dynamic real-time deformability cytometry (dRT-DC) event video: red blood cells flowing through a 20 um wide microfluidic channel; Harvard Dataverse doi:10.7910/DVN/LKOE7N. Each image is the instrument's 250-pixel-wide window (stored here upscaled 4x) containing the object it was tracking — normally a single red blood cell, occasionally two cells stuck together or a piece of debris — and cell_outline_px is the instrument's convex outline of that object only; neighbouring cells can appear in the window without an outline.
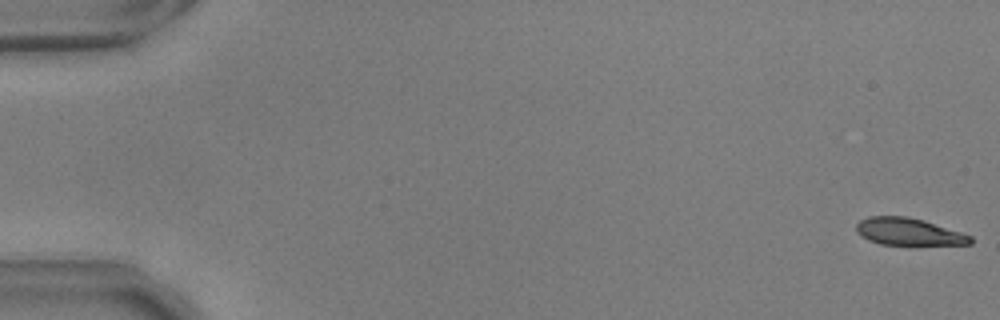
{"species": "common noctule bat (a hibernating species)", "species_latin": "Nyctalus noctula", "temperature_condition": "warm", "stored_images_in_passage": 55, "camera_frame_rate_fps": 3000, "um_per_image_px": 0.085, "animal": {"sex": "male", "body_mass_g": 17.9, "forearm_length_mm": 54.2}, "frame": {"image": 1, "passage_image": 1, "time_ms": 0.0, "image_size_px": [1000, 320], "cell_outline_px": [[972, 244], [912, 248], [908, 248], [880, 244], [868, 240], [860, 236], [856, 232], [856, 224], [860, 220], [868, 216], [908, 216], [924, 220], [972, 236]], "centroid_in_image_um": [77.25, 19.76], "position_along_channel_um": 7.7, "area_um2": 19.36}}
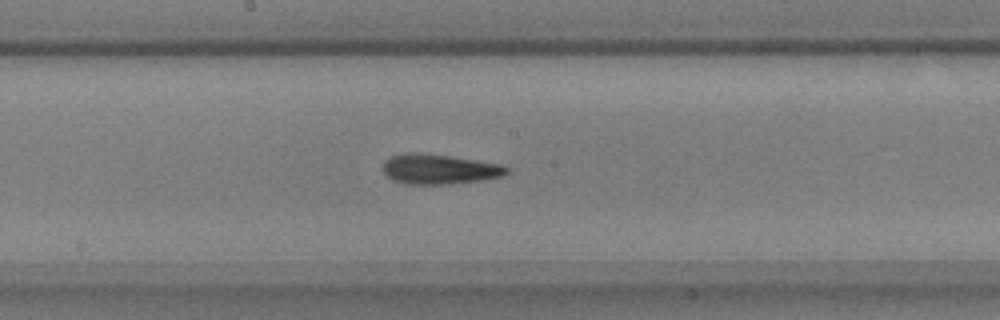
{"frame": {"image": 2, "passage_image": 30, "time_ms": 9.667, "image_size_px": [1000, 320], "cell_outline_px": [[508, 172], [504, 176], [484, 180], [448, 184], [404, 184], [392, 180], [384, 172], [384, 160], [392, 156], [408, 152], [416, 152], [448, 156], [476, 160], [500, 164], [508, 168]], "centroid_in_image_um": [37.34, 14.38], "position_along_channel_um": 210.9, "area_um2": 21.56}}
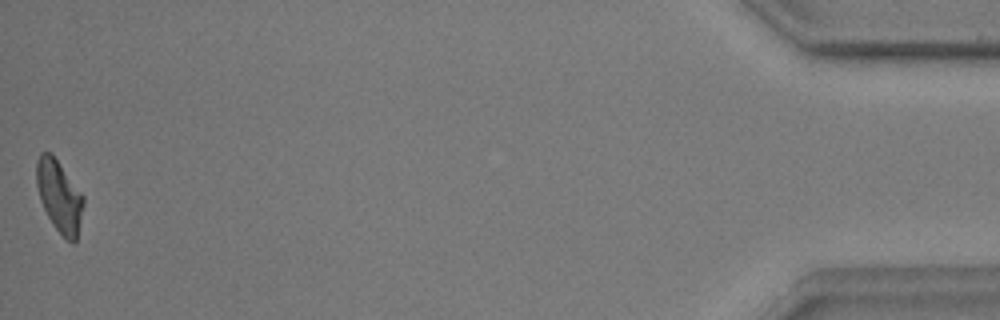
{"frame": {"image": 3, "passage_image": 55, "time_ms": 18.0, "image_size_px": [1000, 320], "cell_outline_px": [[84, 204], [76, 240], [72, 244], [52, 224], [40, 200], [36, 184], [36, 160], [40, 152], [52, 152], [84, 196]], "centroid_in_image_um": [5.03, 16.63], "position_along_channel_um": 430.2, "area_um2": 19.65}, "authors_computed_cell_mechanics": {"area_um2": 20.1722, "velocity_mm_per_s": 3.7071, "shape_relaxation_time_tau1_ms": 4.8941, "shape_relaxation_time_tau2_ms": 2.7851, "deformation_change_tau1": 0.1655, "deformation_change_tau2": 0.1105}}